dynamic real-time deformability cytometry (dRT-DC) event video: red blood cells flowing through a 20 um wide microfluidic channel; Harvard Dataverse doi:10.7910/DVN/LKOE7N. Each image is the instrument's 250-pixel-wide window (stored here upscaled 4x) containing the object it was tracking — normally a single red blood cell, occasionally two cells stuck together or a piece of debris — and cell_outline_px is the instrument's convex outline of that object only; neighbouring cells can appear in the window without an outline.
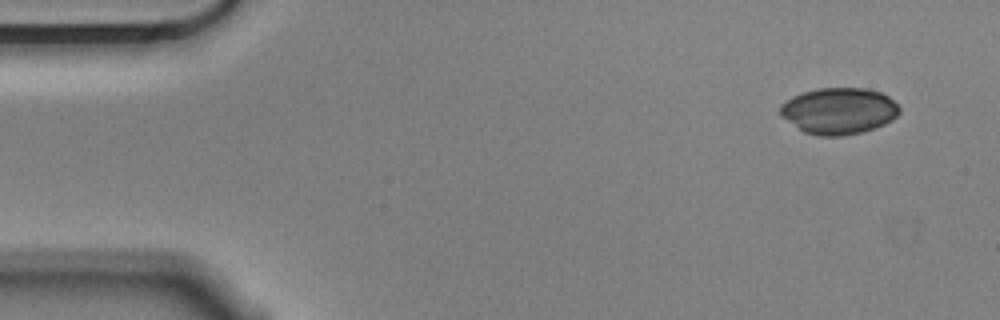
{"species": "Egyptian fruit bat (a non-hibernating species)", "species_latin": "Rousettus aegyptiacus", "temperature_condition": "cold", "stored_images_in_passage": 53, "camera_frame_rate_fps": 3000, "um_per_image_px": 0.085, "animal": {"sex": "male"}, "frame": {"image": 1, "passage_image": 1, "time_ms": 0.0, "image_size_px": [1000, 320], "cell_outline_px": [[900, 112], [892, 120], [884, 124], [860, 132], [844, 136], [820, 136], [804, 132], [780, 116], [780, 104], [792, 96], [804, 92], [820, 88], [868, 88], [880, 92], [888, 96], [900, 108]], "centroid_in_image_um": [71.28, 9.42], "position_along_channel_um": 13.7, "area_um2": 32.19}}
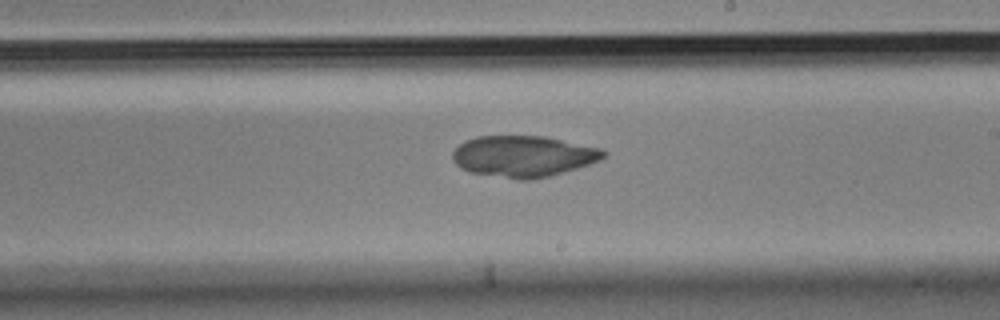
{"frame": {"image": 2, "passage_image": 29, "time_ms": 9.333, "image_size_px": [1000, 320], "cell_outline_px": [[608, 152], [600, 160], [576, 168], [548, 176], [532, 180], [516, 180], [472, 172], [460, 168], [452, 160], [452, 152], [464, 140], [476, 136], [544, 136], [600, 148]], "centroid_in_image_um": [44.45, 13.28], "position_along_channel_um": 244.6, "area_um2": 36.24}}
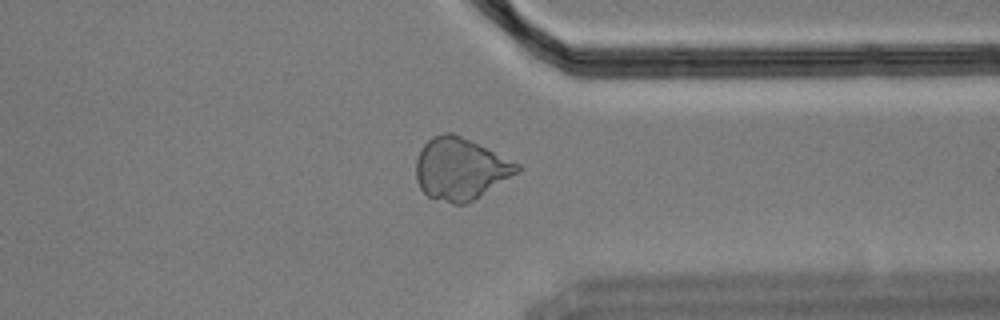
{"frame": {"image": 3, "passage_image": 40, "time_ms": 13.0, "image_size_px": [1000, 320], "cell_outline_px": [[520, 172], [468, 204], [452, 204], [428, 196], [420, 188], [416, 180], [416, 160], [420, 148], [432, 136], [444, 132], [452, 132], [472, 140], [520, 164]], "centroid_in_image_um": [39.14, 14.35], "position_along_channel_um": 372.3, "area_um2": 36.93}}